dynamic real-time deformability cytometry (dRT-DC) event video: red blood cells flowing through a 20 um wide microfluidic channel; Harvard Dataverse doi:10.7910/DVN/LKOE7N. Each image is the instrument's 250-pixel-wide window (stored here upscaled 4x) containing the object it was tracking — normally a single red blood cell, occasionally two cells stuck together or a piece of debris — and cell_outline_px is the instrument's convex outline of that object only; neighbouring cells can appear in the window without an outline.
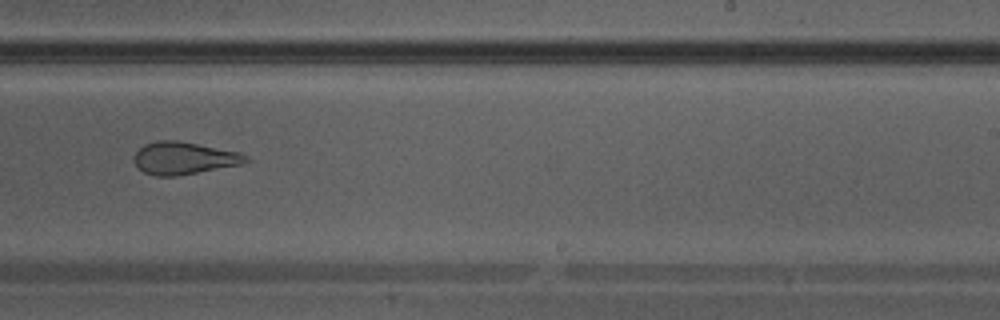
{"species": "Egyptian fruit bat (a non-hibernating species)", "species_latin": "Rousettus aegyptiacus", "temperature_condition": "warm", "stored_images_in_passage": 34, "camera_frame_rate_fps": 3000, "um_per_image_px": 0.085, "animal": {"sex": "male"}, "frame": {"image": 1, "passage_image": 20, "time_ms": 6.333, "image_size_px": [1000, 320], "cell_outline_px": [[252, 160], [240, 164], [176, 176], [152, 176], [136, 168], [132, 160], [132, 156], [144, 144], [156, 140], [176, 140], [240, 152], [248, 156]], "centroid_in_image_um": [15.57, 13.44], "position_along_channel_um": 273.4, "area_um2": 21.27}}